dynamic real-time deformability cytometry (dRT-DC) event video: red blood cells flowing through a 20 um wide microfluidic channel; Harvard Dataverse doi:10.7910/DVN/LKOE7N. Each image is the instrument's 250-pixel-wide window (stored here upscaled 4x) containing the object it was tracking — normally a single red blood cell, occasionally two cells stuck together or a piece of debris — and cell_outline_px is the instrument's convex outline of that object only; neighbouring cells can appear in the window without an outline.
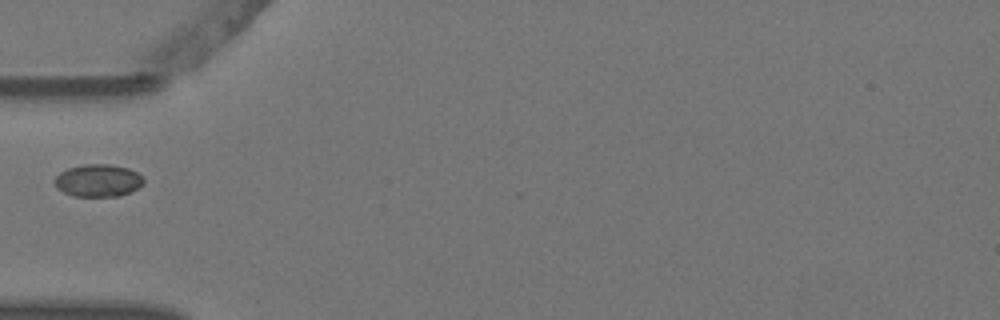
{"species": "Egyptian fruit bat (a non-hibernating species)", "species_latin": "Rousettus aegyptiacus", "temperature_condition": "warm", "stored_images_in_passage": 1, "camera_frame_rate_fps": 3000, "um_per_image_px": 0.085, "animal": {"sex": "female"}, "frame": {"image": 1, "passage_image": 1, "time_ms": 0.0, "image_size_px": [1000, 320], "cell_outline_px": [[144, 184], [120, 196], [72, 196], [56, 188], [52, 180], [60, 172], [68, 168], [84, 164], [108, 164], [128, 168], [144, 176]], "centroid_in_image_um": [8.31, 15.34], "position_along_channel_um": 76.7, "area_um2": 16.94}}